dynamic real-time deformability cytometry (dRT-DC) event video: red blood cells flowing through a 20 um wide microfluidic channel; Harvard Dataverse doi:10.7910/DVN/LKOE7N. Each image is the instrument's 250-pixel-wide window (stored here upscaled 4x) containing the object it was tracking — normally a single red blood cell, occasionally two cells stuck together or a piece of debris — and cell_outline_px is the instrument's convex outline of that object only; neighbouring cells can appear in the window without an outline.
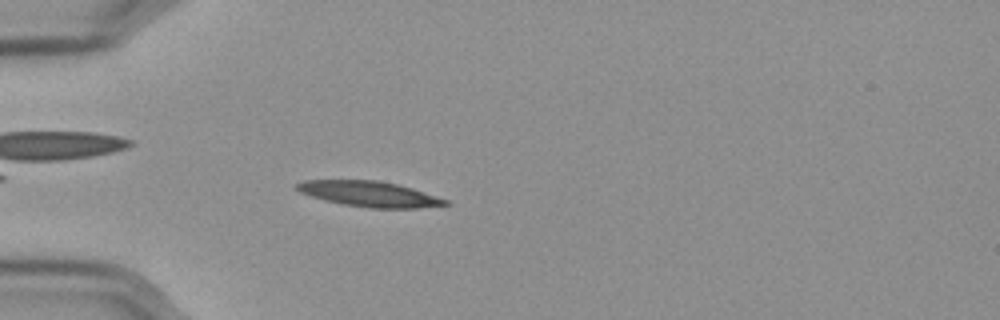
{"species": "Egyptian fruit bat (a non-hibernating species)", "species_latin": "Rousettus aegyptiacus", "temperature_condition": "cold", "stored_images_in_passage": 47, "camera_frame_rate_fps": 3000, "um_per_image_px": 0.085, "frame": {"image": 1, "passage_image": 7, "time_ms": 2.0, "image_size_px": [1000, 320], "cell_outline_px": [[452, 204], [416, 208], [372, 208], [344, 204], [324, 200], [300, 192], [292, 184], [304, 180], [376, 180], [396, 184], [412, 188], [448, 200]], "centroid_in_image_um": [31.38, 16.48], "position_along_channel_um": 53.6, "area_um2": 21.91}}
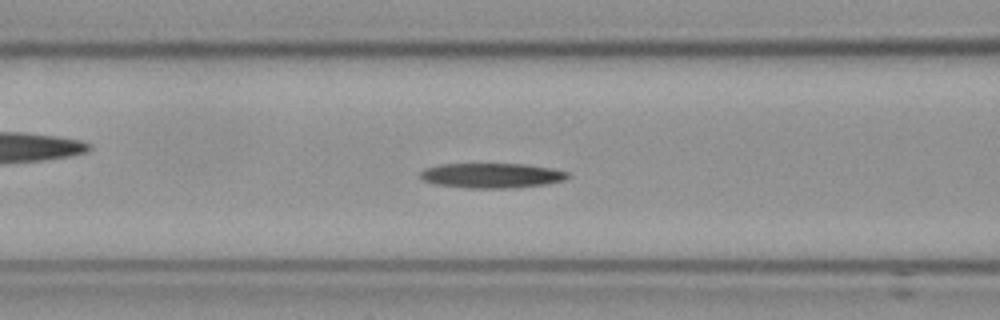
{"frame": {"image": 2, "passage_image": 14, "time_ms": 4.333, "image_size_px": [1000, 320], "cell_outline_px": [[572, 176], [564, 180], [544, 184], [512, 188], [464, 188], [436, 184], [424, 180], [420, 176], [420, 172], [428, 168], [440, 164], [524, 164], [548, 168], [568, 172]], "centroid_in_image_um": [41.8, 14.92], "position_along_channel_um": 124.8, "area_um2": 21.21}}
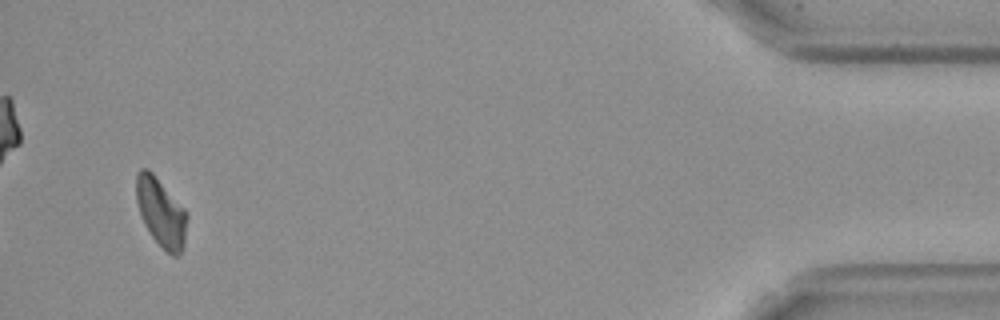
{"frame": {"image": 3, "passage_image": 45, "time_ms": 14.667, "image_size_px": [1000, 320], "cell_outline_px": [[188, 216], [184, 248], [180, 256], [172, 256], [152, 236], [144, 224], [140, 216], [136, 200], [136, 172], [140, 168], [148, 168], [152, 172], [184, 208]], "centroid_in_image_um": [13.69, 18.05], "position_along_channel_um": 421.5, "area_um2": 20.4}}